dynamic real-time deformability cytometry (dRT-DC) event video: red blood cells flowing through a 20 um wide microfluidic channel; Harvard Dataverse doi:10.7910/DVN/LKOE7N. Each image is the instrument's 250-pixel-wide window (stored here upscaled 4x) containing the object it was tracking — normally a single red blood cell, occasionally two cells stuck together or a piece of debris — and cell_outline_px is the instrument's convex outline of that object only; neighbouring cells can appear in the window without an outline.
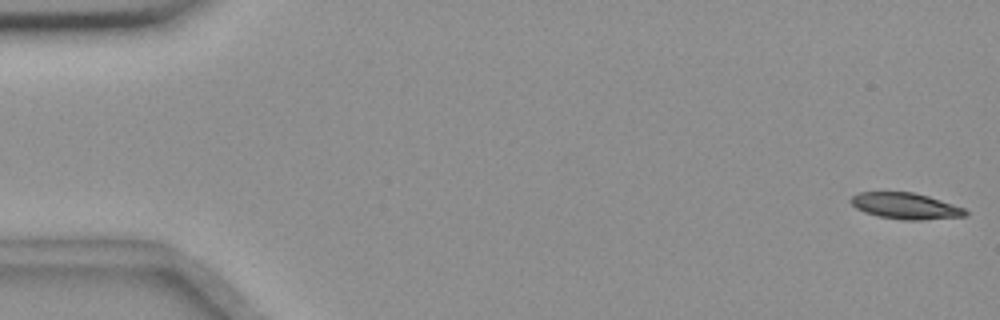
{"species": "common noctule bat (a hibernating species)", "species_latin": "Nyctalus noctula", "temperature_condition": "room temperature", "stored_images_in_passage": 55, "camera_frame_rate_fps": 3000, "um_per_image_px": 0.085, "animal": {"sex": "female", "body_mass_g": 18.4}, "frame": {"image": 1, "passage_image": 1, "time_ms": 0.0, "image_size_px": [1000, 320], "cell_outline_px": [[968, 216], [920, 220], [904, 220], [880, 216], [864, 212], [856, 208], [848, 200], [852, 196], [860, 192], [912, 192], [928, 196], [964, 208], [968, 212]], "centroid_in_image_um": [76.97, 17.51], "position_along_channel_um": 8.0, "area_um2": 17.4}}
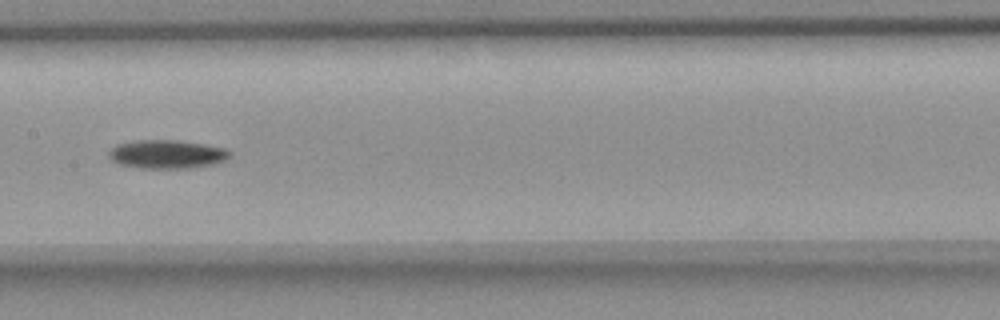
{"frame": {"image": 2, "passage_image": 28, "time_ms": 9.0, "image_size_px": [1000, 320], "cell_outline_px": [[232, 156], [228, 160], [216, 164], [192, 168], [140, 168], [120, 164], [112, 160], [108, 156], [108, 152], [116, 144], [136, 140], [176, 140], [204, 144], [224, 148], [232, 152]], "centroid_in_image_um": [14.24, 13.11], "position_along_channel_um": 193.2, "area_um2": 20.4}}
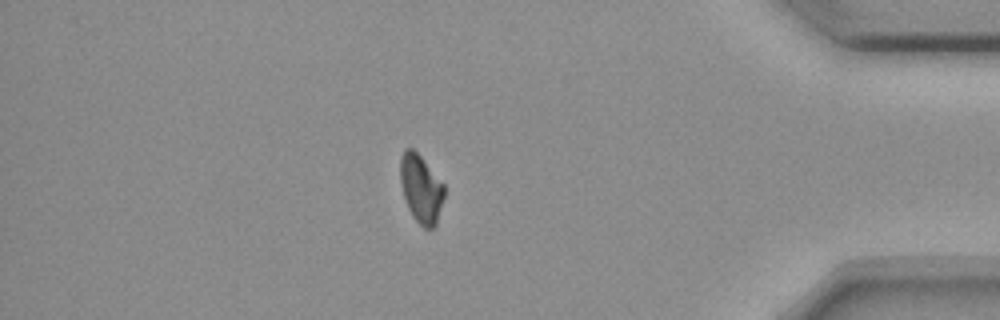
{"frame": {"image": 3, "passage_image": 48, "time_ms": 15.667, "image_size_px": [1000, 320], "cell_outline_px": [[444, 196], [436, 224], [432, 228], [424, 228], [412, 216], [404, 200], [400, 184], [400, 156], [404, 148], [412, 148], [420, 156], [444, 184]], "centroid_in_image_um": [35.75, 16.03], "position_along_channel_um": 399.4, "area_um2": 17.46}, "authors_computed_cell_mechanics": {"area_um2": 18.496, "velocity_mm_per_s": 3.648, "shape_relaxation_time_tau1_ms": 6.7617, "shape_relaxation_time_tau2_ms": null, "deformation_change_tau1": 0.1577, "deformation_change_tau2": null}}